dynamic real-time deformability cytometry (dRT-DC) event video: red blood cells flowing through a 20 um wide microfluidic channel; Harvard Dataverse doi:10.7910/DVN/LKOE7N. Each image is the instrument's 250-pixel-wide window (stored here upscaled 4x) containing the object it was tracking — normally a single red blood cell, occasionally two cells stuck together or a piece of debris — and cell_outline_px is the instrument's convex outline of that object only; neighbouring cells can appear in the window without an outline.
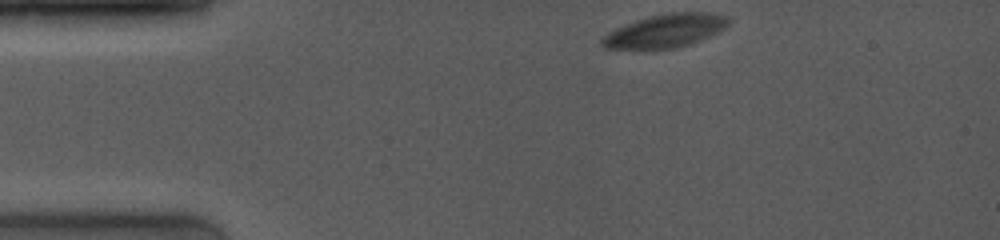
{"species": "common noctule bat (a hibernating species)", "species_latin": "Nyctalus noctula", "temperature_condition": "room temperature", "stored_images_in_passage": 53, "camera_frame_rate_fps": 4000, "um_per_image_px": 0.085, "animal": {"sex": "female", "body_mass_g": 19.0, "forearm_length_mm": 53.3}, "frame": {"image": 1, "passage_image": 1, "time_ms": 0.0, "image_size_px": [1000, 240], "cell_outline_px": [[732, 20], [724, 28], [700, 40], [676, 48], [604, 48], [600, 44], [600, 40], [608, 32], [624, 24], [648, 16], [668, 12], [712, 12], [728, 16]], "centroid_in_image_um": [56.56, 2.59], "position_along_channel_um": 28.4, "area_um2": 24.45}}
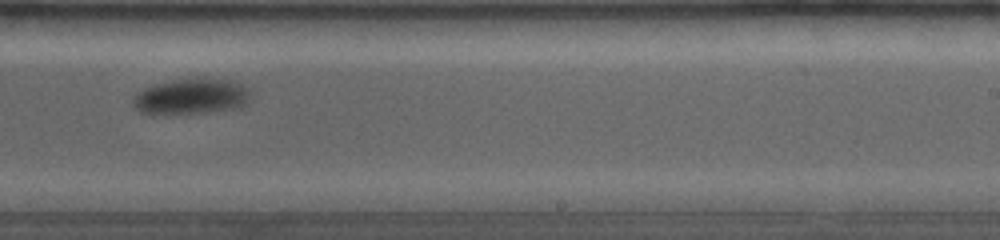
{"frame": {"image": 2, "passage_image": 33, "time_ms": 8.0, "image_size_px": [1000, 240], "cell_outline_px": [[248, 100], [240, 108], [204, 112], [164, 116], [140, 112], [132, 104], [132, 100], [144, 88], [156, 84], [176, 80], [204, 76], [232, 80], [244, 84], [248, 88]], "centroid_in_image_um": [16.27, 8.2], "position_along_channel_um": 272.7, "area_um2": 24.97}}
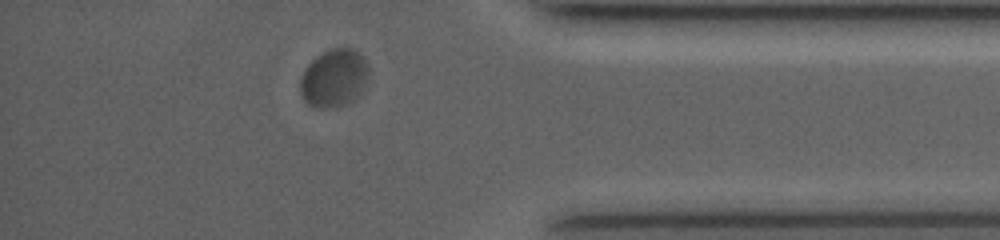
{"frame": {"image": 3, "passage_image": 48, "time_ms": 11.75, "image_size_px": [1000, 240], "cell_outline_px": [[368, 76], [356, 100], [348, 104], [324, 108], [320, 108], [308, 104], [304, 100], [300, 92], [300, 80], [308, 64], [316, 56], [328, 48], [352, 48], [364, 56], [368, 64]], "centroid_in_image_um": [28.4, 6.62], "position_along_channel_um": 406.8, "area_um2": 23.24}, "authors_computed_cell_mechanics": {"area_um2": 25.2586, "velocity_mm_per_s": 3.8175, "shape_relaxation_time_tau1_ms": 1.6892, "shape_relaxation_time_tau2_ms": null, "deformation_change_tau1": 0.0805, "deformation_change_tau2": null}}